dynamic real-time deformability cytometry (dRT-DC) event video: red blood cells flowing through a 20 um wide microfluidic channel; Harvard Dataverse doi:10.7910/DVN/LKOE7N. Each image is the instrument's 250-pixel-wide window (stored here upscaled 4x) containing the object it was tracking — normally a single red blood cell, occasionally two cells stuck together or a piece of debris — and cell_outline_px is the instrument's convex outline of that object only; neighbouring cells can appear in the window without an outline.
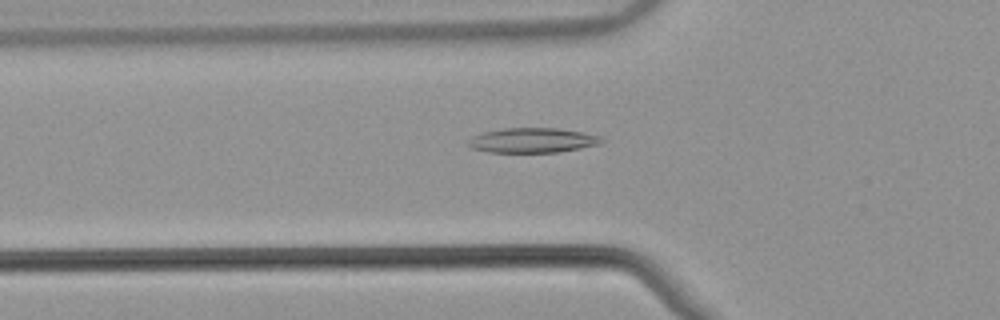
{"species": "common noctule bat (a hibernating species)", "species_latin": "Nyctalus noctula", "temperature_condition": "warm", "stored_images_in_passage": 45, "camera_frame_rate_fps": 3000, "um_per_image_px": 0.085, "animal": {"sex": "male", "body_mass_g": 21.5, "forearm_length_mm": 52.0}, "frame": {"image": 1, "passage_image": 11, "time_ms": 3.333, "image_size_px": [1000, 320], "cell_outline_px": [[604, 140], [600, 144], [560, 152], [488, 152], [472, 148], [468, 144], [468, 140], [472, 136], [484, 132], [504, 128], [560, 128], [584, 132], [600, 136]], "centroid_in_image_um": [45.29, 11.92], "position_along_channel_um": 80.5, "area_um2": 19.31}}
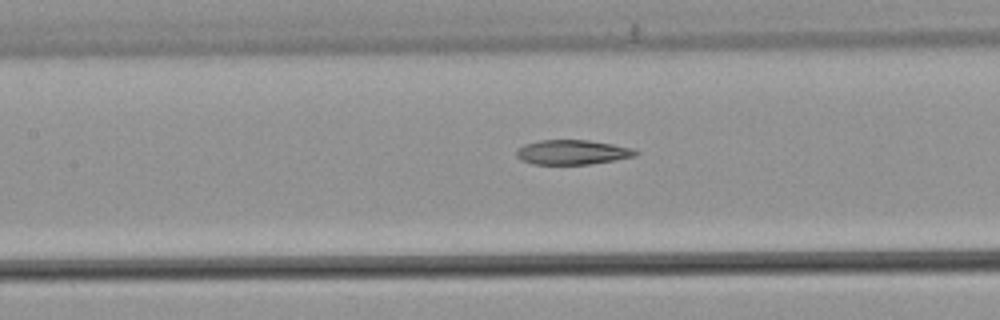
{"frame": {"image": 2, "passage_image": 17, "time_ms": 5.333, "image_size_px": [1000, 320], "cell_outline_px": [[640, 152], [636, 156], [588, 164], [532, 164], [520, 160], [516, 156], [516, 148], [524, 144], [540, 140], [588, 140], [612, 144], [632, 148]], "centroid_in_image_um": [48.6, 12.93], "position_along_channel_um": 158.8, "area_um2": 17.11}}
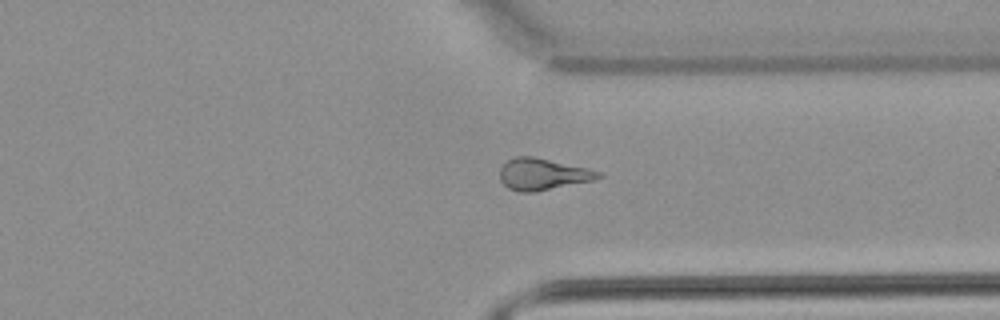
{"frame": {"image": 3, "passage_image": 33, "time_ms": 10.667, "image_size_px": [1000, 320], "cell_outline_px": [[604, 176], [596, 180], [532, 192], [520, 192], [508, 188], [500, 180], [500, 168], [508, 160], [516, 156], [532, 156], [588, 168], [600, 172]], "centroid_in_image_um": [46.15, 14.81], "position_along_channel_um": 365.3, "area_um2": 18.09}, "authors_computed_cell_mechanics": {"area_um2": 17.918, "velocity_mm_per_s": 3.8711, "shape_relaxation_time_tau1_ms": null, "shape_relaxation_time_tau2_ms": 6.3567, "deformation_change_tau1": null, "deformation_change_tau2": 0.1824}}